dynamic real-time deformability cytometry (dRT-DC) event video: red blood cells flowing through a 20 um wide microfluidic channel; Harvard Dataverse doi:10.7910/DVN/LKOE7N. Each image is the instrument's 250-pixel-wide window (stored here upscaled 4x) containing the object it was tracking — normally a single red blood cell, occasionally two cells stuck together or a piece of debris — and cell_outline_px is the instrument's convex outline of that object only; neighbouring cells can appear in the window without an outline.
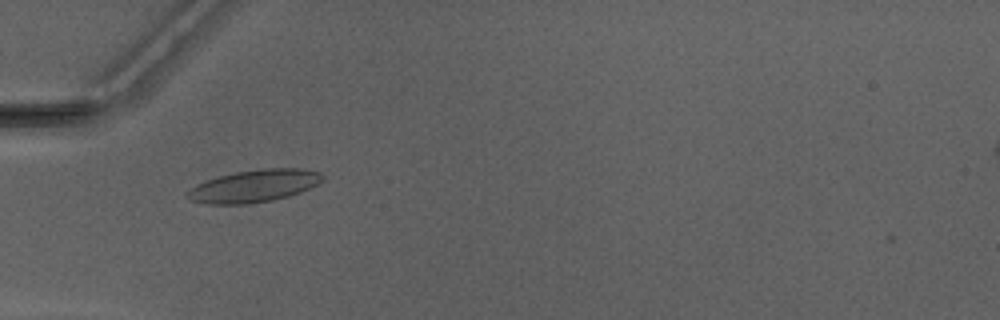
{"species": "Egyptian fruit bat (a non-hibernating species)", "species_latin": "Rousettus aegyptiacus", "temperature_condition": "warm", "stored_images_in_passage": 37, "camera_frame_rate_fps": 3000, "um_per_image_px": 0.085, "animal": {"sex": "male"}, "frame": {"image": 1, "passage_image": 4, "time_ms": 1.0, "image_size_px": [1000, 320], "cell_outline_px": [[324, 180], [300, 192], [288, 196], [272, 200], [248, 204], [208, 204], [188, 200], [184, 196], [196, 184], [220, 176], [236, 172], [264, 168], [300, 168], [320, 172], [324, 176]], "centroid_in_image_um": [21.59, 15.81], "position_along_channel_um": 63.4, "area_um2": 25.37}}
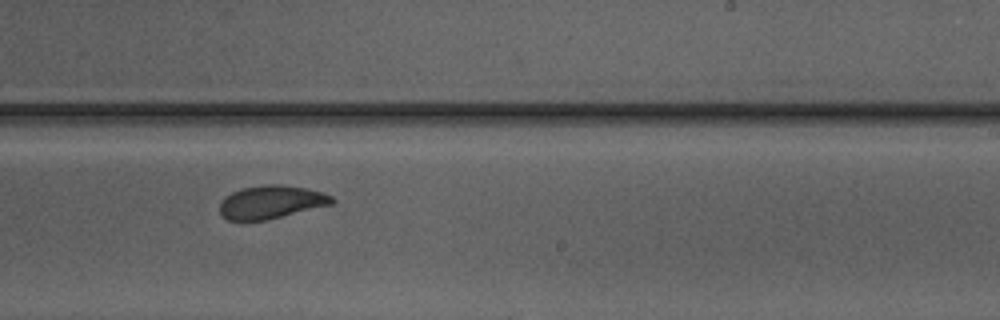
{"frame": {"image": 2, "passage_image": 19, "time_ms": 6.0, "image_size_px": [1000, 320], "cell_outline_px": [[336, 200], [332, 204], [268, 220], [228, 220], [220, 212], [220, 204], [224, 196], [240, 188], [264, 184], [280, 184], [308, 188], [332, 196]], "centroid_in_image_um": [23.05, 17.16], "position_along_channel_um": 266.0, "area_um2": 21.79}}
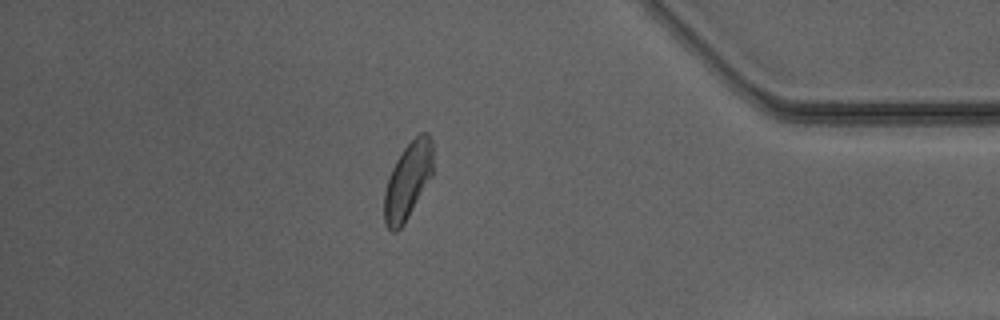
{"frame": {"image": 3, "passage_image": 31, "time_ms": 10.0, "image_size_px": [1000, 320], "cell_outline_px": [[432, 176], [404, 224], [396, 232], [392, 232], [388, 228], [384, 220], [384, 192], [388, 176], [396, 160], [404, 148], [420, 132], [428, 132], [432, 140]], "centroid_in_image_um": [34.66, 15.36], "position_along_channel_um": 400.5, "area_um2": 21.79}, "authors_computed_cell_mechanics": {"area_um2": 22.1952, "velocity_mm_per_s": 4.1323, "shape_relaxation_time_tau1_ms": 3.6902, "shape_relaxation_time_tau2_ms": 1.0943, "deformation_change_tau1": 0.1287, "deformation_change_tau2": 0.0675}}